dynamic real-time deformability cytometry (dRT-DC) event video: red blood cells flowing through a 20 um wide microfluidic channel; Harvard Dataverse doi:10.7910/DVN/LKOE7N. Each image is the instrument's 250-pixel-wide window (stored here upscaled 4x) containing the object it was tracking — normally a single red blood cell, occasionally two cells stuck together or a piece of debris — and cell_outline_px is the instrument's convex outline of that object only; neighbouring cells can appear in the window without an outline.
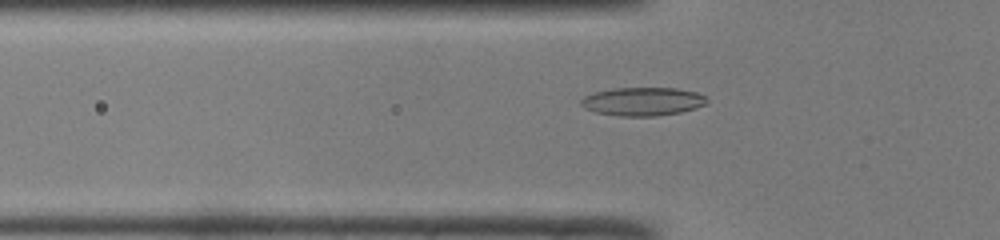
{"species": "common noctule bat (a hibernating species)", "species_latin": "Nyctalus noctula", "temperature_condition": "room temperature", "stored_images_in_passage": 46, "camera_frame_rate_fps": 3000, "um_per_image_px": 0.085, "animal": {"sex": "male", "body_mass_g": 19.0, "forearm_length_mm": 50.8}, "frame": {"image": 1, "passage_image": 12, "time_ms": 3.667, "image_size_px": [1000, 240], "cell_outline_px": [[708, 100], [704, 104], [696, 108], [680, 112], [656, 116], [620, 116], [596, 112], [584, 108], [580, 104], [580, 100], [584, 96], [592, 92], [612, 88], [676, 88], [696, 92], [708, 96]], "centroid_in_image_um": [54.61, 8.62], "position_along_channel_um": 71.2, "area_um2": 20.98}}
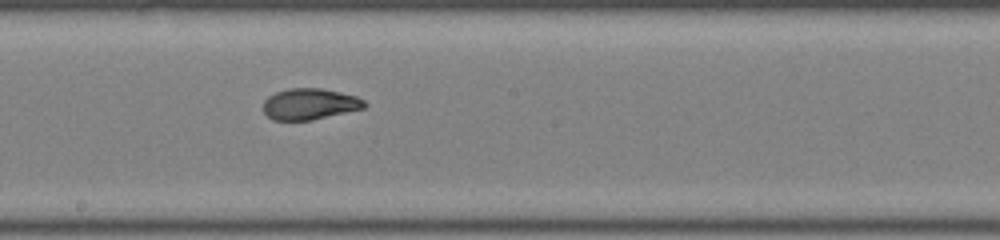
{"frame": {"image": 2, "passage_image": 23, "time_ms": 7.333, "image_size_px": [1000, 240], "cell_outline_px": [[368, 104], [364, 108], [312, 120], [272, 120], [264, 112], [264, 100], [268, 96], [276, 92], [288, 88], [320, 88], [340, 92], [356, 96], [364, 100]], "centroid_in_image_um": [26.33, 8.84], "position_along_channel_um": 221.9, "area_um2": 18.38}}
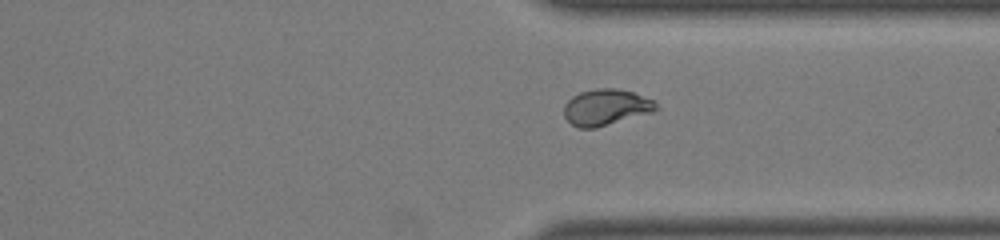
{"frame": {"image": 3, "passage_image": 33, "time_ms": 10.667, "image_size_px": [1000, 240], "cell_outline_px": [[660, 108], [652, 112], [596, 128], [580, 128], [572, 124], [564, 116], [564, 104], [572, 96], [580, 92], [596, 88], [616, 88], [632, 92], [656, 100]], "centroid_in_image_um": [51.53, 9.11], "position_along_channel_um": 359.9, "area_um2": 19.54}, "authors_computed_cell_mechanics": {"area_um2": 19.4208, "velocity_mm_per_s": 4.1156, "shape_relaxation_time_tau1_ms": 8.5689, "shape_relaxation_time_tau2_ms": 1.2352, "deformation_change_tau1": 0.2578, "deformation_change_tau2": 0.0592}}